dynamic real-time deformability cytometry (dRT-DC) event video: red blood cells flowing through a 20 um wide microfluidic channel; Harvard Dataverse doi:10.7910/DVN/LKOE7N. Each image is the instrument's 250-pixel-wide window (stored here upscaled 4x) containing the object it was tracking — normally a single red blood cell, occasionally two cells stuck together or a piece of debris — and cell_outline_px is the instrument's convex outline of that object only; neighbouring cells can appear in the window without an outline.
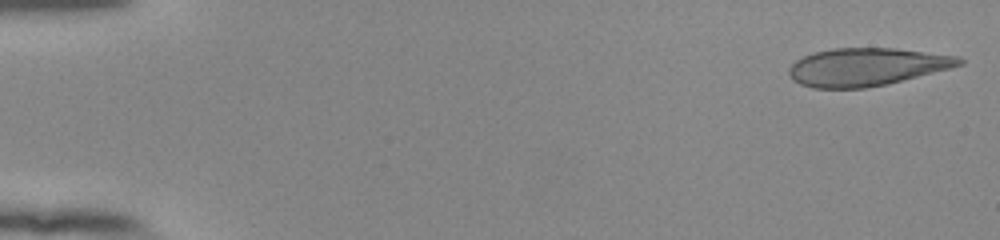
{"species": "human", "species_latin": "Homo sapiens", "temperature_condition": "room temperature", "stored_images_in_passage": 52, "camera_frame_rate_fps": 3000, "um_per_image_px": 0.085, "donor": {"sex": "female"}, "frame": {"image": 1, "passage_image": 1, "time_ms": 0.0, "image_size_px": [1000, 240], "cell_outline_px": [[964, 64], [888, 84], [864, 88], [812, 88], [800, 84], [792, 80], [788, 72], [788, 68], [796, 60], [812, 52], [832, 48], [896, 48], [960, 56], [964, 60]], "centroid_in_image_um": [73.64, 5.68], "position_along_channel_um": 11.4, "area_um2": 37.69}}
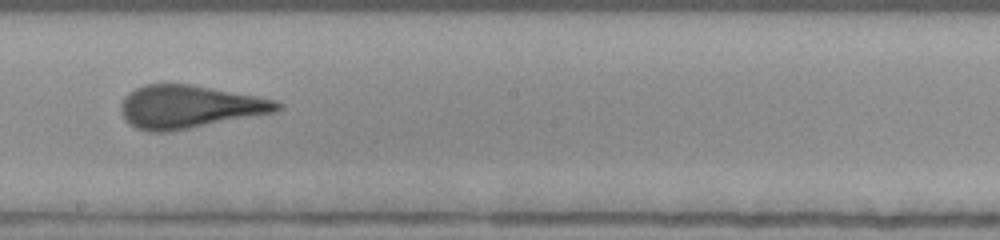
{"frame": {"image": 2, "passage_image": 30, "time_ms": 9.667, "image_size_px": [1000, 240], "cell_outline_px": [[284, 108], [276, 112], [168, 132], [148, 132], [136, 128], [128, 124], [124, 120], [120, 108], [120, 104], [124, 96], [128, 92], [144, 84], [188, 84], [256, 96], [276, 100], [284, 104]], "centroid_in_image_um": [16.06, 9.08], "position_along_channel_um": 232.1, "area_um2": 39.25}}
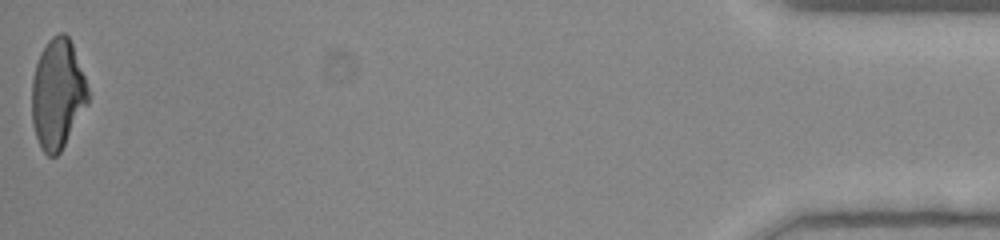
{"frame": {"image": 3, "passage_image": 52, "time_ms": 17.0, "image_size_px": [1000, 240], "cell_outline_px": [[88, 104], [60, 152], [56, 156], [48, 156], [40, 148], [32, 124], [32, 80], [36, 64], [40, 52], [48, 40], [52, 36], [60, 32], [64, 32], [68, 36], [72, 44], [84, 76], [88, 88]], "centroid_in_image_um": [4.88, 7.99], "position_along_channel_um": 430.3, "area_um2": 35.89}, "authors_computed_cell_mechanics": {"area_um2": 38.8416, "velocity_mm_per_s": 3.9115, "shape_relaxation_time_tau1_ms": 6.8113, "shape_relaxation_time_tau2_ms": null, "deformation_change_tau1": 0.2145, "deformation_change_tau2": null}}